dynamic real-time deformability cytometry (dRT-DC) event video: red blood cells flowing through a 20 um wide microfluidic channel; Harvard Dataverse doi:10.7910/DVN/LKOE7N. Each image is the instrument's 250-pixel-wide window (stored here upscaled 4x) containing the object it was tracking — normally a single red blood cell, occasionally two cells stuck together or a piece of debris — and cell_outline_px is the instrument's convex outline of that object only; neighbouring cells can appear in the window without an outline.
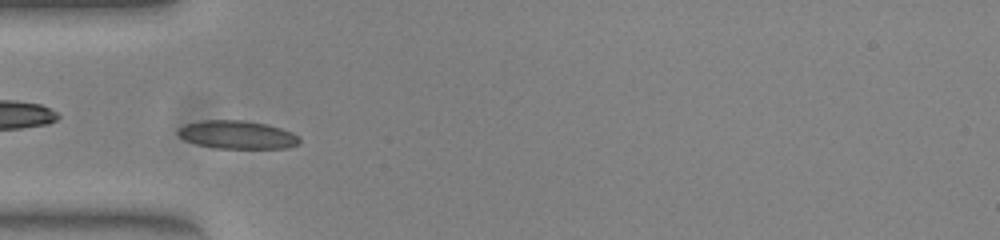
{"species": "common noctule bat (a hibernating species)", "species_latin": "Nyctalus noctula", "temperature_condition": "warm", "stored_images_in_passage": 44, "camera_frame_rate_fps": 3000, "um_per_image_px": 0.085, "animal": {"sex": "female", "body_mass_g": 23.0, "forearm_length_mm": 53.4}, "frame": {"image": 1, "passage_image": 9, "time_ms": 2.667, "image_size_px": [1000, 240], "cell_outline_px": [[300, 144], [288, 148], [212, 148], [196, 144], [184, 140], [176, 132], [184, 124], [204, 120], [244, 120], [268, 124], [292, 132], [300, 140]], "centroid_in_image_um": [20.16, 11.45], "position_along_channel_um": 64.8, "area_um2": 20.06}}
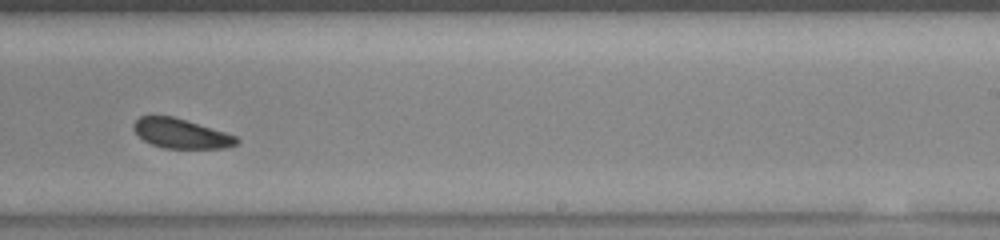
{"frame": {"image": 2, "passage_image": 25, "time_ms": 8.0, "image_size_px": [1000, 240], "cell_outline_px": [[240, 140], [236, 144], [224, 148], [164, 148], [152, 144], [144, 140], [132, 128], [132, 124], [140, 116], [172, 116], [224, 132], [236, 136]], "centroid_in_image_um": [15.36, 11.35], "position_along_channel_um": 273.6, "area_um2": 17.46}}
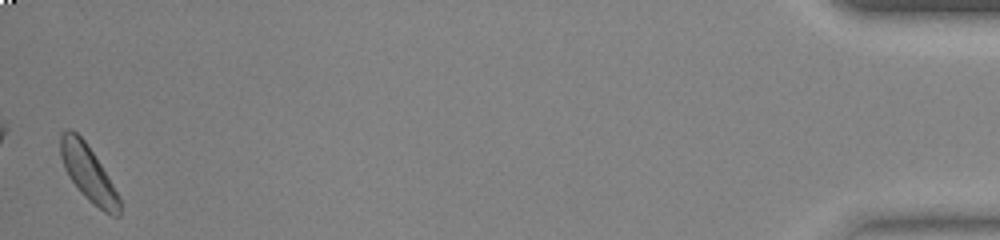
{"frame": {"image": 3, "passage_image": 44, "time_ms": 14.333, "image_size_px": [1000, 240], "cell_outline_px": [[120, 216], [112, 216], [104, 212], [88, 200], [80, 192], [68, 176], [64, 168], [60, 156], [60, 132], [68, 128], [72, 128], [84, 140], [100, 164], [112, 184], [120, 200]], "centroid_in_image_um": [7.46, 14.7], "position_along_channel_um": 427.7, "area_um2": 19.02}, "authors_computed_cell_mechanics": {"area_um2": 18.7272, "velocity_mm_per_s": 3.9265, "shape_relaxation_time_tau1_ms": 1.1622, "shape_relaxation_time_tau2_ms": 6.6112, "deformation_change_tau1": 0.0718, "deformation_change_tau2": 0.1021}}